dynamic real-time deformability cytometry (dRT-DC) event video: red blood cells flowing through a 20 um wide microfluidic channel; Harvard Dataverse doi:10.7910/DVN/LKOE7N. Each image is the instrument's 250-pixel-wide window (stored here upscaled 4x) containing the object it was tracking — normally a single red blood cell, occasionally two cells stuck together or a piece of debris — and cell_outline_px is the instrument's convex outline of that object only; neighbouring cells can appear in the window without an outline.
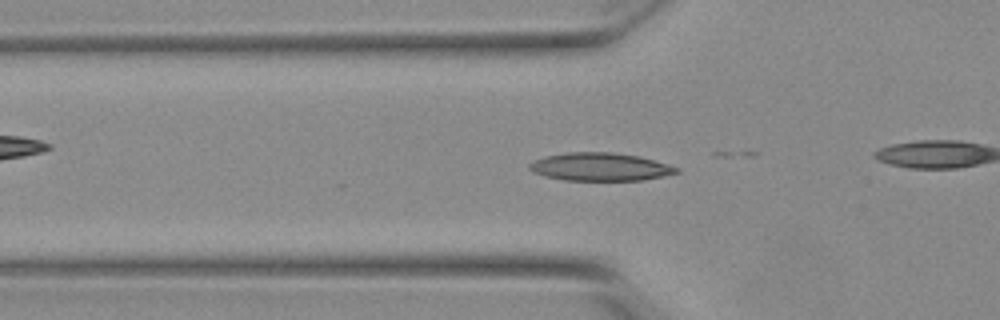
{"species": "Egyptian fruit bat (a non-hibernating species)", "species_latin": "Rousettus aegyptiacus", "temperature_condition": "warm", "stored_images_in_passage": 18, "camera_frame_rate_fps": 3000, "um_per_image_px": 0.085, "animal": {"sex": "female"}, "frame": {"image": 1, "passage_image": 10, "time_ms": 3.0, "image_size_px": [1000, 320], "cell_outline_px": [[680, 172], [664, 176], [644, 180], [564, 180], [544, 176], [532, 172], [528, 168], [528, 164], [532, 160], [544, 156], [568, 152], [612, 152], [640, 156], [680, 168]], "centroid_in_image_um": [50.98, 14.18], "position_along_channel_um": 74.8, "area_um2": 24.22}}
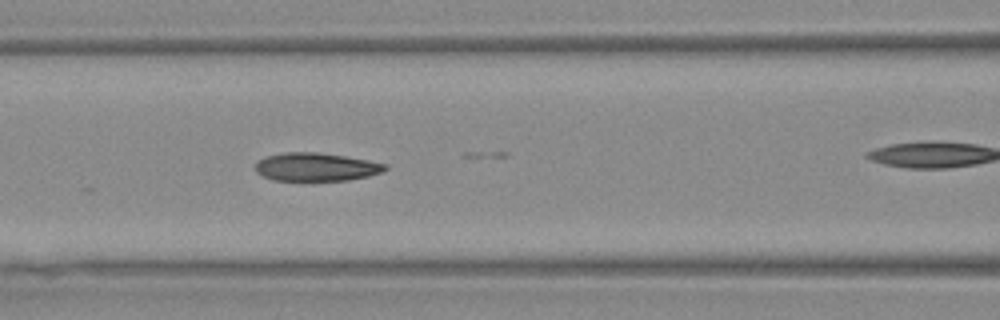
{"frame": {"image": 2, "passage_image": 15, "time_ms": 4.667, "image_size_px": [1000, 320], "cell_outline_px": [[388, 168], [384, 172], [368, 176], [348, 180], [272, 180], [256, 172], [256, 160], [264, 156], [284, 152], [316, 152], [344, 156], [368, 160], [388, 164]], "centroid_in_image_um": [26.87, 14.18], "position_along_channel_um": 139.7, "area_um2": 21.44}}